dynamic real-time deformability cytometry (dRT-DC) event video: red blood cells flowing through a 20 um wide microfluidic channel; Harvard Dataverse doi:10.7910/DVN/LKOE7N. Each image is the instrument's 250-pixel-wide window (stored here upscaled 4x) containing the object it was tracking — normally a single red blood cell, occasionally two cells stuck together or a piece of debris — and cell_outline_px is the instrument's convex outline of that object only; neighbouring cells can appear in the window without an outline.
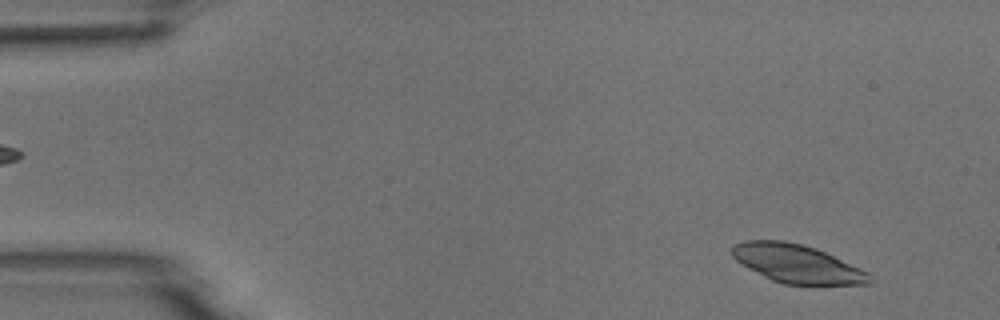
{"species": "common noctule bat (a hibernating species)", "species_latin": "Nyctalus noctula", "temperature_condition": "room temperature", "stored_images_in_passage": 5, "segment_of_instrument_passage": [1, 2], "camera_frame_rate_fps": 3000, "um_per_image_px": 0.085, "animal": {"sex": "male", "body_mass_g": 18.8}, "frame": {"image": 1, "passage_image": 1, "time_ms": 0.0, "image_size_px": [1000, 320], "cell_outline_px": [[876, 280], [872, 284], [784, 284], [772, 280], [748, 268], [736, 260], [732, 256], [732, 248], [736, 244], [744, 240], [784, 240], [804, 244], [816, 248], [860, 268], [868, 272]], "centroid_in_image_um": [67.78, 22.41], "position_along_channel_um": 17.2, "area_um2": 30.69}}